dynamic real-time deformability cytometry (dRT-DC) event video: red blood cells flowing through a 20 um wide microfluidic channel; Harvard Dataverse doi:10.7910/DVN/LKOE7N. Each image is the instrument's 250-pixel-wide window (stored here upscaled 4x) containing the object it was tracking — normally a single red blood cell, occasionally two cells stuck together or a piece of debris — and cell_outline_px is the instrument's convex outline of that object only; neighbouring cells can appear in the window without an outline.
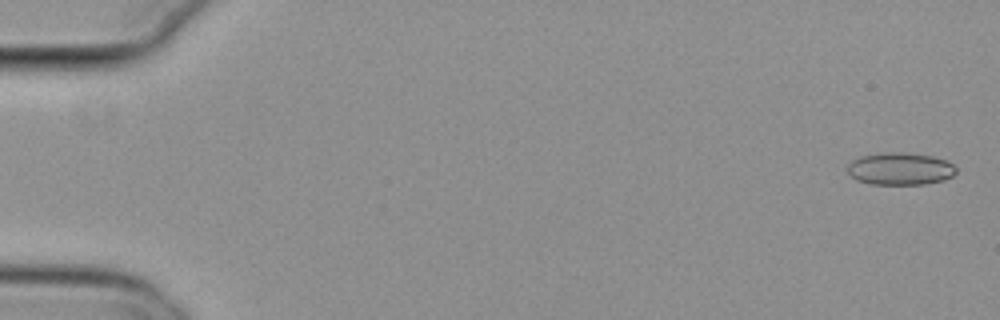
{"species": "common noctule bat (a hibernating species)", "species_latin": "Nyctalus noctula", "temperature_condition": "cold", "stored_images_in_passage": 53, "camera_frame_rate_fps": 3000, "um_per_image_px": 0.085, "animal": {"sex": "female", "body_mass_g": 29.2, "forearm_length_mm": 56.3}, "frame": {"image": 1, "passage_image": 2, "time_ms": 0.333, "image_size_px": [1000, 320], "cell_outline_px": [[956, 172], [952, 176], [944, 180], [924, 184], [868, 184], [856, 180], [848, 172], [848, 164], [852, 160], [860, 156], [880, 152], [904, 152], [932, 156], [944, 160], [952, 164], [956, 168]], "centroid_in_image_um": [76.49, 14.34], "position_along_channel_um": 8.5, "area_um2": 20.58}}
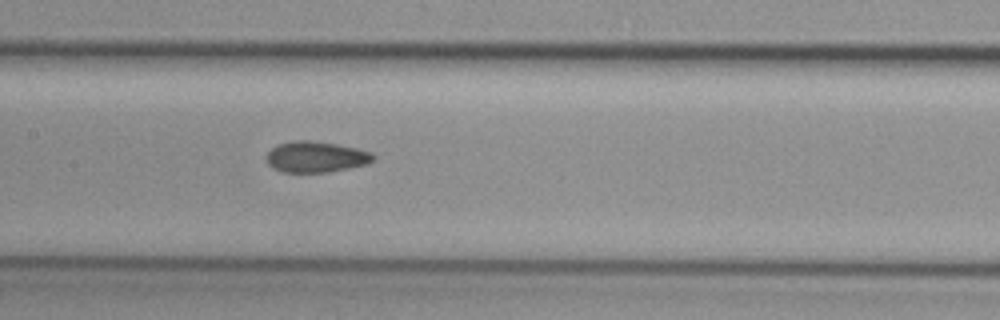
{"frame": {"image": 2, "passage_image": 28, "time_ms": 9.0, "image_size_px": [1000, 320], "cell_outline_px": [[372, 160], [364, 164], [348, 168], [328, 172], [280, 172], [272, 168], [268, 164], [264, 156], [272, 148], [280, 144], [292, 140], [308, 140], [336, 144], [356, 148], [368, 152], [372, 156]], "centroid_in_image_um": [26.74, 13.34], "position_along_channel_um": 180.7, "area_um2": 19.02}}
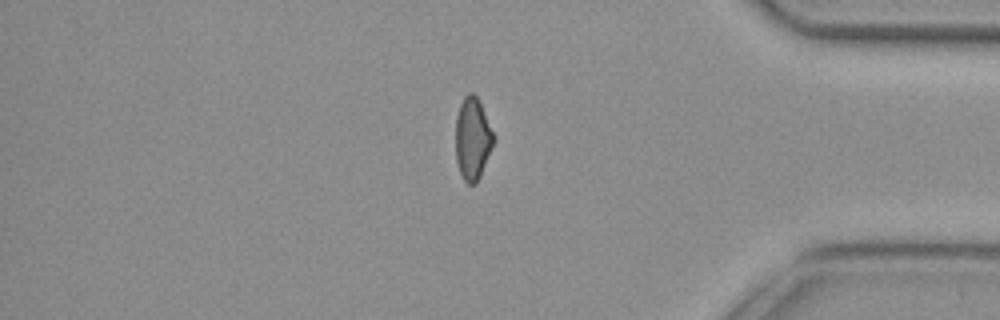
{"frame": {"image": 3, "passage_image": 47, "time_ms": 15.333, "image_size_px": [1000, 320], "cell_outline_px": [[496, 140], [480, 176], [476, 184], [468, 184], [464, 180], [460, 172], [456, 160], [456, 116], [460, 104], [464, 96], [468, 92], [472, 92], [476, 96], [496, 136]], "centroid_in_image_um": [40.18, 11.79], "position_along_channel_um": 395.0, "area_um2": 18.32}, "authors_computed_cell_mechanics": {"area_um2": 19.4786, "velocity_mm_per_s": 3.8052, "shape_relaxation_time_tau1_ms": null, "shape_relaxation_time_tau2_ms": 2.8352, "deformation_change_tau1": null, "deformation_change_tau2": 0.0808}}